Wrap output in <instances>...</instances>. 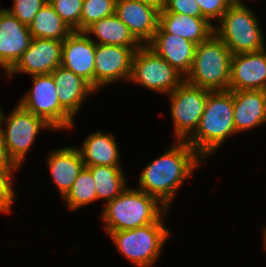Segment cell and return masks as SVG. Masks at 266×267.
<instances>
[{"label": "cell", "mask_w": 266, "mask_h": 267, "mask_svg": "<svg viewBox=\"0 0 266 267\" xmlns=\"http://www.w3.org/2000/svg\"><path fill=\"white\" fill-rule=\"evenodd\" d=\"M175 141L168 151L146 165L137 188L156 197L167 208L183 181L204 161L186 141Z\"/></svg>", "instance_id": "cell-1"}, {"label": "cell", "mask_w": 266, "mask_h": 267, "mask_svg": "<svg viewBox=\"0 0 266 267\" xmlns=\"http://www.w3.org/2000/svg\"><path fill=\"white\" fill-rule=\"evenodd\" d=\"M235 133L232 92L210 91L199 125L186 142L205 160Z\"/></svg>", "instance_id": "cell-2"}, {"label": "cell", "mask_w": 266, "mask_h": 267, "mask_svg": "<svg viewBox=\"0 0 266 267\" xmlns=\"http://www.w3.org/2000/svg\"><path fill=\"white\" fill-rule=\"evenodd\" d=\"M167 212L156 197L139 189L127 188L105 204L101 212L104 230H130L157 222Z\"/></svg>", "instance_id": "cell-3"}, {"label": "cell", "mask_w": 266, "mask_h": 267, "mask_svg": "<svg viewBox=\"0 0 266 267\" xmlns=\"http://www.w3.org/2000/svg\"><path fill=\"white\" fill-rule=\"evenodd\" d=\"M231 57L228 47L213 33L196 45L192 66L184 81L210 91L229 90Z\"/></svg>", "instance_id": "cell-4"}, {"label": "cell", "mask_w": 266, "mask_h": 267, "mask_svg": "<svg viewBox=\"0 0 266 267\" xmlns=\"http://www.w3.org/2000/svg\"><path fill=\"white\" fill-rule=\"evenodd\" d=\"M245 4H232L223 14L214 33L232 55L265 48L264 36L256 14Z\"/></svg>", "instance_id": "cell-5"}, {"label": "cell", "mask_w": 266, "mask_h": 267, "mask_svg": "<svg viewBox=\"0 0 266 267\" xmlns=\"http://www.w3.org/2000/svg\"><path fill=\"white\" fill-rule=\"evenodd\" d=\"M163 221L162 216L157 222L130 230L111 231L108 236L131 263L137 267H152L170 236Z\"/></svg>", "instance_id": "cell-6"}, {"label": "cell", "mask_w": 266, "mask_h": 267, "mask_svg": "<svg viewBox=\"0 0 266 267\" xmlns=\"http://www.w3.org/2000/svg\"><path fill=\"white\" fill-rule=\"evenodd\" d=\"M17 104L10 115H4V111L1 110L0 125L3 124V121L5 122V129L2 128L4 126H1V131L8 157L13 164L20 168V164L24 161V157L39 132L52 127L43 119L24 109L19 103Z\"/></svg>", "instance_id": "cell-7"}, {"label": "cell", "mask_w": 266, "mask_h": 267, "mask_svg": "<svg viewBox=\"0 0 266 267\" xmlns=\"http://www.w3.org/2000/svg\"><path fill=\"white\" fill-rule=\"evenodd\" d=\"M128 81L168 95L184 81V76L148 45H142L134 53Z\"/></svg>", "instance_id": "cell-8"}, {"label": "cell", "mask_w": 266, "mask_h": 267, "mask_svg": "<svg viewBox=\"0 0 266 267\" xmlns=\"http://www.w3.org/2000/svg\"><path fill=\"white\" fill-rule=\"evenodd\" d=\"M33 86L19 104L43 119L52 129L74 127L73 117L60 105L52 74L32 75Z\"/></svg>", "instance_id": "cell-9"}, {"label": "cell", "mask_w": 266, "mask_h": 267, "mask_svg": "<svg viewBox=\"0 0 266 267\" xmlns=\"http://www.w3.org/2000/svg\"><path fill=\"white\" fill-rule=\"evenodd\" d=\"M210 90L183 81L169 93L170 113L177 141H186L197 129Z\"/></svg>", "instance_id": "cell-10"}, {"label": "cell", "mask_w": 266, "mask_h": 267, "mask_svg": "<svg viewBox=\"0 0 266 267\" xmlns=\"http://www.w3.org/2000/svg\"><path fill=\"white\" fill-rule=\"evenodd\" d=\"M140 47L96 44L94 89L115 81L129 80L134 53Z\"/></svg>", "instance_id": "cell-11"}, {"label": "cell", "mask_w": 266, "mask_h": 267, "mask_svg": "<svg viewBox=\"0 0 266 267\" xmlns=\"http://www.w3.org/2000/svg\"><path fill=\"white\" fill-rule=\"evenodd\" d=\"M63 41L32 38L28 49L21 55L15 65L5 74L17 73L32 75L50 74L61 66Z\"/></svg>", "instance_id": "cell-12"}, {"label": "cell", "mask_w": 266, "mask_h": 267, "mask_svg": "<svg viewBox=\"0 0 266 267\" xmlns=\"http://www.w3.org/2000/svg\"><path fill=\"white\" fill-rule=\"evenodd\" d=\"M229 90H266V47L232 55Z\"/></svg>", "instance_id": "cell-13"}, {"label": "cell", "mask_w": 266, "mask_h": 267, "mask_svg": "<svg viewBox=\"0 0 266 267\" xmlns=\"http://www.w3.org/2000/svg\"><path fill=\"white\" fill-rule=\"evenodd\" d=\"M96 43L84 32L73 31L63 40L61 66L94 88Z\"/></svg>", "instance_id": "cell-14"}, {"label": "cell", "mask_w": 266, "mask_h": 267, "mask_svg": "<svg viewBox=\"0 0 266 267\" xmlns=\"http://www.w3.org/2000/svg\"><path fill=\"white\" fill-rule=\"evenodd\" d=\"M29 26L21 23L7 8L0 13V65L7 73L28 49Z\"/></svg>", "instance_id": "cell-15"}, {"label": "cell", "mask_w": 266, "mask_h": 267, "mask_svg": "<svg viewBox=\"0 0 266 267\" xmlns=\"http://www.w3.org/2000/svg\"><path fill=\"white\" fill-rule=\"evenodd\" d=\"M115 14L142 45L153 39L159 23L155 8L137 0H116Z\"/></svg>", "instance_id": "cell-16"}, {"label": "cell", "mask_w": 266, "mask_h": 267, "mask_svg": "<svg viewBox=\"0 0 266 267\" xmlns=\"http://www.w3.org/2000/svg\"><path fill=\"white\" fill-rule=\"evenodd\" d=\"M184 77L191 69L196 44L181 36L166 33L159 25L147 44Z\"/></svg>", "instance_id": "cell-17"}, {"label": "cell", "mask_w": 266, "mask_h": 267, "mask_svg": "<svg viewBox=\"0 0 266 267\" xmlns=\"http://www.w3.org/2000/svg\"><path fill=\"white\" fill-rule=\"evenodd\" d=\"M236 133L266 123V90L231 91Z\"/></svg>", "instance_id": "cell-18"}, {"label": "cell", "mask_w": 266, "mask_h": 267, "mask_svg": "<svg viewBox=\"0 0 266 267\" xmlns=\"http://www.w3.org/2000/svg\"><path fill=\"white\" fill-rule=\"evenodd\" d=\"M47 165L61 197L71 189L74 181L85 167L77 148H56L47 157Z\"/></svg>", "instance_id": "cell-19"}, {"label": "cell", "mask_w": 266, "mask_h": 267, "mask_svg": "<svg viewBox=\"0 0 266 267\" xmlns=\"http://www.w3.org/2000/svg\"><path fill=\"white\" fill-rule=\"evenodd\" d=\"M51 74L58 90L60 105L74 118L87 95L96 90L82 77L62 66L57 67Z\"/></svg>", "instance_id": "cell-20"}, {"label": "cell", "mask_w": 266, "mask_h": 267, "mask_svg": "<svg viewBox=\"0 0 266 267\" xmlns=\"http://www.w3.org/2000/svg\"><path fill=\"white\" fill-rule=\"evenodd\" d=\"M158 25L166 32L178 35L196 45L214 33V25L203 17H193L172 12H159Z\"/></svg>", "instance_id": "cell-21"}, {"label": "cell", "mask_w": 266, "mask_h": 267, "mask_svg": "<svg viewBox=\"0 0 266 267\" xmlns=\"http://www.w3.org/2000/svg\"><path fill=\"white\" fill-rule=\"evenodd\" d=\"M85 167L120 166V153L113 134L101 131L88 135L82 146L77 148Z\"/></svg>", "instance_id": "cell-22"}, {"label": "cell", "mask_w": 266, "mask_h": 267, "mask_svg": "<svg viewBox=\"0 0 266 267\" xmlns=\"http://www.w3.org/2000/svg\"><path fill=\"white\" fill-rule=\"evenodd\" d=\"M85 34L96 36L99 41L96 44L117 45L125 47H141L142 44L130 32L127 25L116 14L104 17L90 25Z\"/></svg>", "instance_id": "cell-23"}, {"label": "cell", "mask_w": 266, "mask_h": 267, "mask_svg": "<svg viewBox=\"0 0 266 267\" xmlns=\"http://www.w3.org/2000/svg\"><path fill=\"white\" fill-rule=\"evenodd\" d=\"M32 38H45L63 41L73 31L60 18L54 8L47 1L35 15L29 25Z\"/></svg>", "instance_id": "cell-24"}, {"label": "cell", "mask_w": 266, "mask_h": 267, "mask_svg": "<svg viewBox=\"0 0 266 267\" xmlns=\"http://www.w3.org/2000/svg\"><path fill=\"white\" fill-rule=\"evenodd\" d=\"M95 183L97 200L105 199V203L119 196L127 187L121 166H87Z\"/></svg>", "instance_id": "cell-25"}, {"label": "cell", "mask_w": 266, "mask_h": 267, "mask_svg": "<svg viewBox=\"0 0 266 267\" xmlns=\"http://www.w3.org/2000/svg\"><path fill=\"white\" fill-rule=\"evenodd\" d=\"M62 199L65 200V204L70 210H76L97 200L94 179L86 167L83 168L71 189Z\"/></svg>", "instance_id": "cell-26"}, {"label": "cell", "mask_w": 266, "mask_h": 267, "mask_svg": "<svg viewBox=\"0 0 266 267\" xmlns=\"http://www.w3.org/2000/svg\"><path fill=\"white\" fill-rule=\"evenodd\" d=\"M116 0H83L80 32L98 20L115 14Z\"/></svg>", "instance_id": "cell-27"}, {"label": "cell", "mask_w": 266, "mask_h": 267, "mask_svg": "<svg viewBox=\"0 0 266 267\" xmlns=\"http://www.w3.org/2000/svg\"><path fill=\"white\" fill-rule=\"evenodd\" d=\"M48 2L72 31L80 32L83 0H48Z\"/></svg>", "instance_id": "cell-28"}, {"label": "cell", "mask_w": 266, "mask_h": 267, "mask_svg": "<svg viewBox=\"0 0 266 267\" xmlns=\"http://www.w3.org/2000/svg\"><path fill=\"white\" fill-rule=\"evenodd\" d=\"M18 169L16 165H0V213H10L14 198L17 199L12 185V176Z\"/></svg>", "instance_id": "cell-29"}, {"label": "cell", "mask_w": 266, "mask_h": 267, "mask_svg": "<svg viewBox=\"0 0 266 267\" xmlns=\"http://www.w3.org/2000/svg\"><path fill=\"white\" fill-rule=\"evenodd\" d=\"M13 6L7 10L21 23L29 26L35 15L48 0H13Z\"/></svg>", "instance_id": "cell-30"}, {"label": "cell", "mask_w": 266, "mask_h": 267, "mask_svg": "<svg viewBox=\"0 0 266 267\" xmlns=\"http://www.w3.org/2000/svg\"><path fill=\"white\" fill-rule=\"evenodd\" d=\"M201 9L202 17L210 24L211 19L221 20L223 14L232 5L230 0H196Z\"/></svg>", "instance_id": "cell-31"}, {"label": "cell", "mask_w": 266, "mask_h": 267, "mask_svg": "<svg viewBox=\"0 0 266 267\" xmlns=\"http://www.w3.org/2000/svg\"><path fill=\"white\" fill-rule=\"evenodd\" d=\"M161 12H172L175 14L202 17L200 6L196 0H166Z\"/></svg>", "instance_id": "cell-32"}, {"label": "cell", "mask_w": 266, "mask_h": 267, "mask_svg": "<svg viewBox=\"0 0 266 267\" xmlns=\"http://www.w3.org/2000/svg\"><path fill=\"white\" fill-rule=\"evenodd\" d=\"M0 165H15L11 162L6 152L4 141H3V134L1 131V125H0Z\"/></svg>", "instance_id": "cell-33"}, {"label": "cell", "mask_w": 266, "mask_h": 267, "mask_svg": "<svg viewBox=\"0 0 266 267\" xmlns=\"http://www.w3.org/2000/svg\"><path fill=\"white\" fill-rule=\"evenodd\" d=\"M142 2L143 4L149 5L159 12H161L164 8V5L166 3V0H137Z\"/></svg>", "instance_id": "cell-34"}, {"label": "cell", "mask_w": 266, "mask_h": 267, "mask_svg": "<svg viewBox=\"0 0 266 267\" xmlns=\"http://www.w3.org/2000/svg\"><path fill=\"white\" fill-rule=\"evenodd\" d=\"M263 245H264V249L266 250V227L263 229Z\"/></svg>", "instance_id": "cell-35"}, {"label": "cell", "mask_w": 266, "mask_h": 267, "mask_svg": "<svg viewBox=\"0 0 266 267\" xmlns=\"http://www.w3.org/2000/svg\"><path fill=\"white\" fill-rule=\"evenodd\" d=\"M232 4H244L243 0H230Z\"/></svg>", "instance_id": "cell-36"}, {"label": "cell", "mask_w": 266, "mask_h": 267, "mask_svg": "<svg viewBox=\"0 0 266 267\" xmlns=\"http://www.w3.org/2000/svg\"><path fill=\"white\" fill-rule=\"evenodd\" d=\"M4 10H5V8L4 9L3 8L2 9L0 8V13L3 12Z\"/></svg>", "instance_id": "cell-37"}]
</instances>
